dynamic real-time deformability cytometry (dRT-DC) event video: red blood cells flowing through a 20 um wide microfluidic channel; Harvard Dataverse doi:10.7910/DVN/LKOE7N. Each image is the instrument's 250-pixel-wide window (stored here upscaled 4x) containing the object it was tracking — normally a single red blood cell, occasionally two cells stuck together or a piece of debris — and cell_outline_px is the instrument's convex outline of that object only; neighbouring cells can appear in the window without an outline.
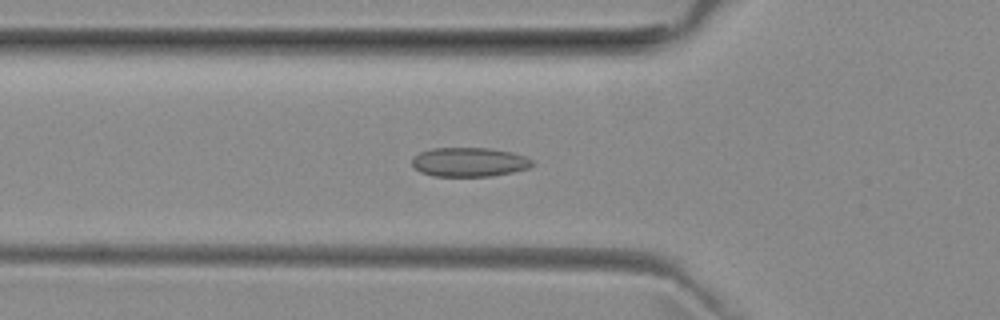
{"species": "common noctule bat (a hibernating species)", "species_latin": "Nyctalus noctula", "temperature_condition": "room temperature", "stored_images_in_passage": 42, "camera_frame_rate_fps": 3000, "um_per_image_px": 0.085, "animal": {"sex": "female", "body_mass_g": 29.2, "forearm_length_mm": 56.3}, "frame": {"image": 1, "passage_image": 8, "time_ms": 2.333, "image_size_px": [1000, 320], "cell_outline_px": [[536, 164], [528, 168], [512, 172], [492, 176], [432, 176], [420, 172], [412, 164], [412, 156], [420, 152], [432, 148], [492, 148], [512, 152], [524, 156], [532, 160]], "centroid_in_image_um": [39.88, 13.77], "position_along_channel_um": 85.9, "area_um2": 20.58}}
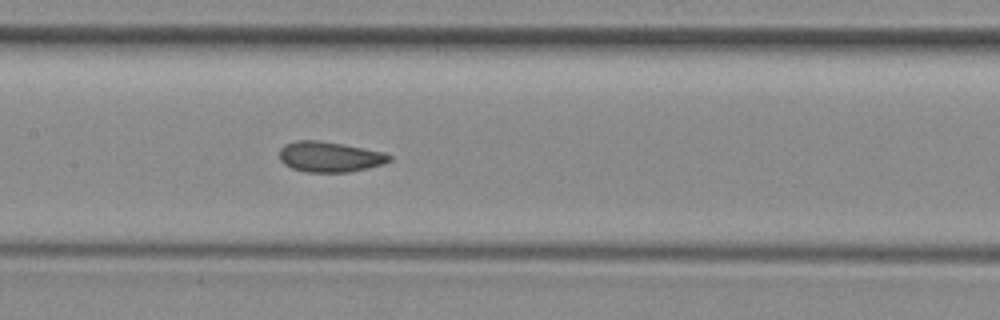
{"frame": {"image": 2, "passage_image": 15, "time_ms": 4.667, "image_size_px": [1000, 320], "cell_outline_px": [[392, 160], [384, 164], [368, 168], [348, 172], [308, 172], [292, 168], [284, 164], [280, 160], [280, 148], [284, 144], [296, 140], [316, 140], [344, 144], [384, 152], [392, 156]], "centroid_in_image_um": [28.04, 13.32], "position_along_channel_um": 179.4, "area_um2": 19.59}}
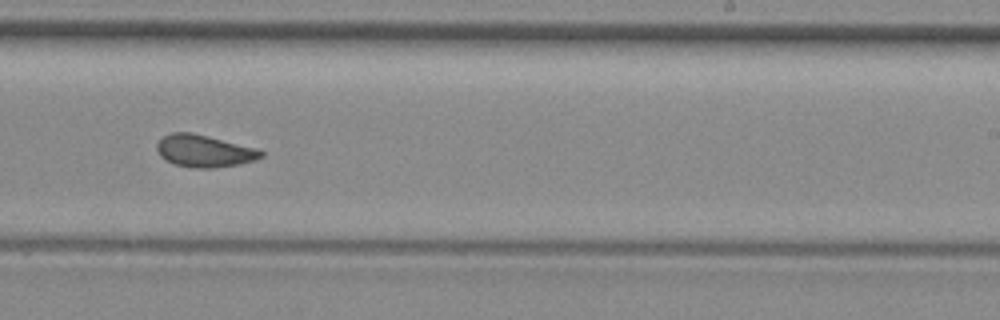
{"frame": {"image": 3, "passage_image": 22, "time_ms": 7.0, "image_size_px": [1000, 320], "cell_outline_px": [[264, 156], [240, 164], [212, 168], [192, 168], [176, 164], [164, 160], [160, 156], [156, 148], [156, 144], [164, 136], [172, 132], [192, 132], [256, 148], [264, 152]], "centroid_in_image_um": [17.33, 12.83], "position_along_channel_um": 271.7, "area_um2": 19.48}, "authors_computed_cell_mechanics": {"area_um2": 18.8139, "velocity_mm_per_s": 3.9714, "shape_relaxation_time_tau1_ms": null, "shape_relaxation_time_tau2_ms": 1.8513, "deformation_change_tau1": null, "deformation_change_tau2": 0.078}}